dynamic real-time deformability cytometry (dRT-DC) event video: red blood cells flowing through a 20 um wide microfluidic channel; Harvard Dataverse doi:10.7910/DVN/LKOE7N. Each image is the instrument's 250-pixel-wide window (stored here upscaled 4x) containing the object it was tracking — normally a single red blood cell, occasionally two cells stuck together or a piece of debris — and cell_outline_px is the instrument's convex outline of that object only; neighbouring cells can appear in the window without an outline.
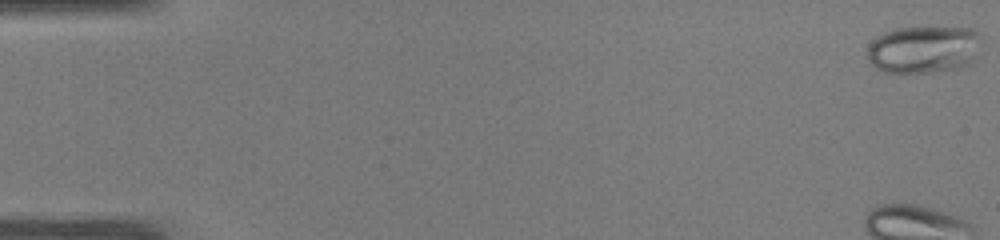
{"species": "common noctule bat (a hibernating species)", "species_latin": "Nyctalus noctula", "temperature_condition": "warm", "stored_images_in_passage": 51, "camera_frame_rate_fps": 3000, "um_per_image_px": 0.085, "animal": {"sex": "male", "body_mass_g": 19.0, "forearm_length_mm": 50.8}, "frame": {"image": 1, "passage_image": 1, "time_ms": 0.0, "image_size_px": [1000, 240], "cell_outline_px": [[984, 44], [968, 64], [956, 68], [932, 72], [880, 72], [868, 60], [868, 44], [876, 36], [884, 32], [896, 28], [972, 28], [980, 36]], "centroid_in_image_um": [78.5, 4.19], "position_along_channel_um": 6.5, "area_um2": 31.62}}